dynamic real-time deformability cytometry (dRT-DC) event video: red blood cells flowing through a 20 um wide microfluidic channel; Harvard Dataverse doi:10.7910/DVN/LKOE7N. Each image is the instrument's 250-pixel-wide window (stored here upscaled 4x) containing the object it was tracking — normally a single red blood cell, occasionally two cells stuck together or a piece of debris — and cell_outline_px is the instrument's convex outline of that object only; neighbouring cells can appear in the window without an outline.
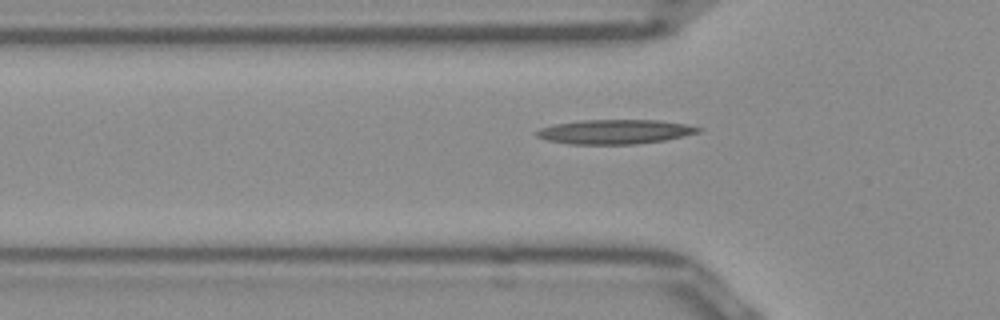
{"species": "Egyptian fruit bat (a non-hibernating species)", "species_latin": "Rousettus aegyptiacus", "temperature_condition": "room temperature", "stored_images_in_passage": 42, "camera_frame_rate_fps": 3000, "um_per_image_px": 0.085, "frame": {"image": 1, "passage_image": 14, "time_ms": 4.333, "image_size_px": [1000, 320], "cell_outline_px": [[704, 128], [700, 132], [664, 140], [636, 144], [568, 144], [548, 140], [536, 136], [536, 132], [540, 128], [556, 124], [580, 120], [660, 120], [684, 124]], "centroid_in_image_um": [52.28, 11.2], "position_along_channel_um": 73.5, "area_um2": 22.89}}
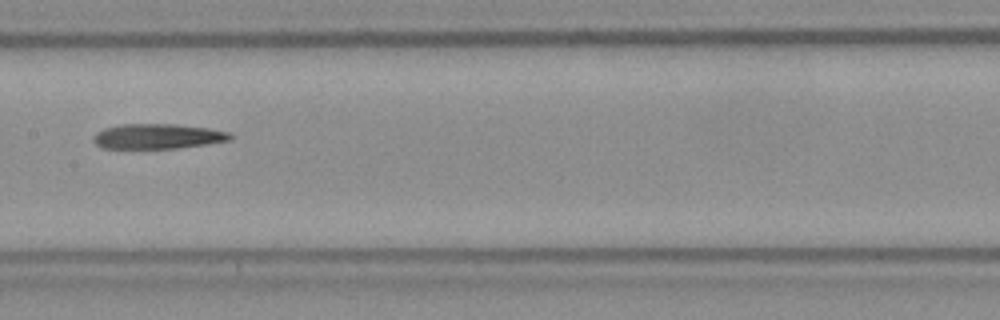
{"frame": {"image": 2, "passage_image": 23, "time_ms": 7.333, "image_size_px": [1000, 320], "cell_outline_px": [[232, 140], [208, 144], [176, 148], [104, 148], [96, 144], [92, 140], [92, 136], [96, 132], [104, 128], [120, 124], [176, 124], [208, 128], [228, 132], [232, 136]], "centroid_in_image_um": [13.38, 11.58], "position_along_channel_um": 194.0, "area_um2": 20.0}}
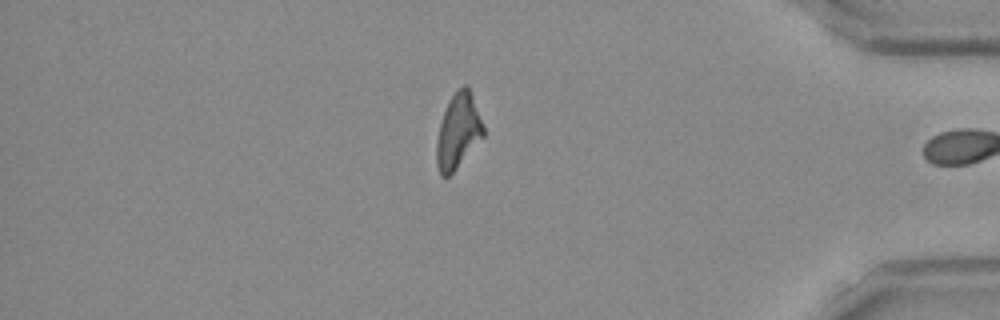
{"frame": {"image": 3, "passage_image": 41, "time_ms": 13.333, "image_size_px": [1000, 320], "cell_outline_px": [[484, 136], [456, 168], [448, 176], [440, 176], [436, 164], [436, 144], [440, 124], [448, 100], [464, 84], [468, 84], [484, 128]], "centroid_in_image_um": [38.93, 11.15], "position_along_channel_um": 396.3, "area_um2": 20.11}}